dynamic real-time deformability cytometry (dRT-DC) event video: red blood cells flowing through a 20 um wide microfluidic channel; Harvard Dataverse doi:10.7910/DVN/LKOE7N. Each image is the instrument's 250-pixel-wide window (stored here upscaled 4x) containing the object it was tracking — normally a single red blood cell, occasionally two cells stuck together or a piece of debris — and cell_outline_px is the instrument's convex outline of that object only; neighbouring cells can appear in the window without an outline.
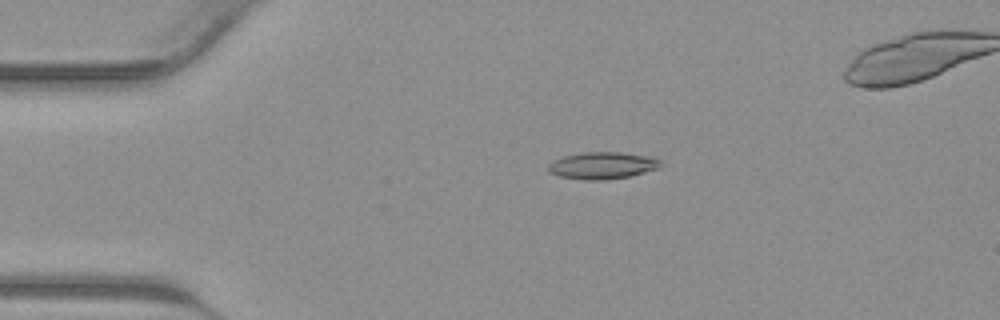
{"species": "common noctule bat (a hibernating species)", "species_latin": "Nyctalus noctula", "temperature_condition": "warm", "stored_images_in_passage": 40, "camera_frame_rate_fps": 3000, "um_per_image_px": 0.085, "animal": {"sex": "male", "body_mass_g": 23.1, "forearm_length_mm": 52.7}, "frame": {"image": 1, "passage_image": 9, "time_ms": 2.667, "image_size_px": [1000, 320], "cell_outline_px": [[664, 164], [660, 168], [628, 176], [604, 180], [584, 180], [560, 176], [548, 172], [548, 164], [564, 156], [584, 152], [620, 152], [652, 156], [660, 160]], "centroid_in_image_um": [51.25, 14.06], "position_along_channel_um": 33.8, "area_um2": 17.69}}
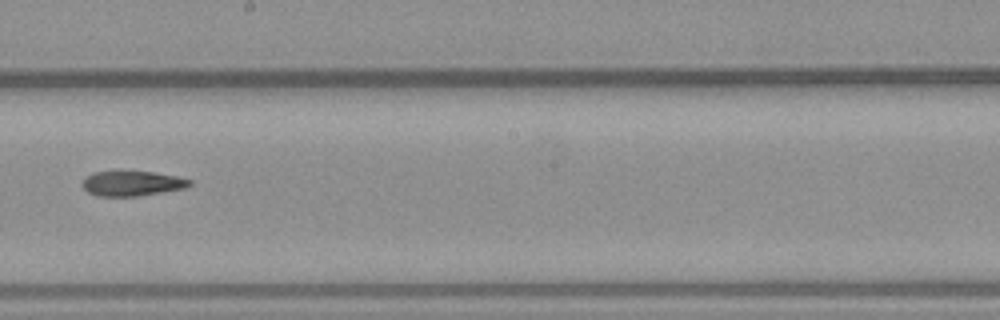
{"frame": {"image": 2, "passage_image": 24, "time_ms": 7.667, "image_size_px": [1000, 320], "cell_outline_px": [[192, 184], [184, 188], [136, 196], [96, 196], [88, 192], [80, 184], [84, 176], [92, 172], [152, 172], [176, 176], [192, 180]], "centroid_in_image_um": [11.17, 15.59], "position_along_channel_um": 237.0, "area_um2": 15.49}}
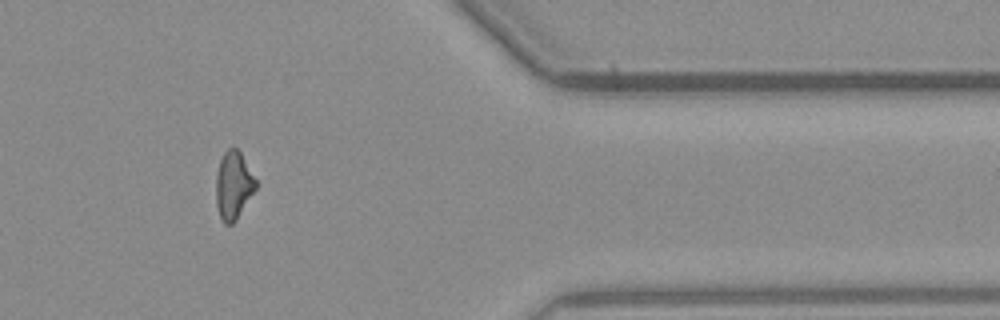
{"frame": {"image": 3, "passage_image": 35, "time_ms": 11.333, "image_size_px": [1000, 320], "cell_outline_px": [[256, 188], [236, 220], [232, 224], [224, 224], [220, 216], [216, 204], [216, 172], [220, 160], [224, 152], [228, 148], [236, 148], [240, 152], [256, 180]], "centroid_in_image_um": [19.82, 15.76], "position_along_channel_um": 391.6, "area_um2": 15.55}}